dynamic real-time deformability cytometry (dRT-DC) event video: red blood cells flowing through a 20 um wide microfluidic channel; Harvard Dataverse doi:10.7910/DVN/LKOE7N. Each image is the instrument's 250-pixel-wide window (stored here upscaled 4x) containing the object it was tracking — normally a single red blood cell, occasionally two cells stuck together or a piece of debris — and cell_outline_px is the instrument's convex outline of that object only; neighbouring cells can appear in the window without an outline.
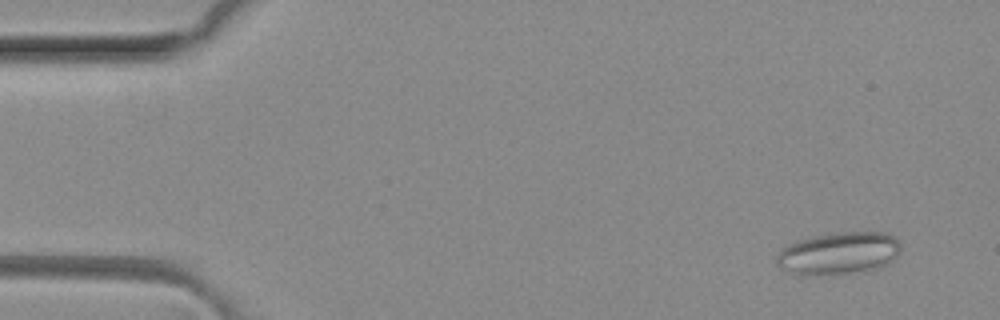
{"species": "common noctule bat (a hibernating species)", "species_latin": "Nyctalus noctula", "temperature_condition": "room temperature", "stored_images_in_passage": 3, "camera_frame_rate_fps": 3000, "um_per_image_px": 0.085, "animal": {"sex": "female", "body_mass_g": 29.2, "forearm_length_mm": 56.3}, "frame": {"image": 1, "passage_image": 2, "time_ms": 0.333, "image_size_px": [1000, 320], "cell_outline_px": [[900, 252], [888, 264], [880, 268], [864, 272], [820, 276], [796, 276], [784, 272], [776, 264], [776, 256], [780, 248], [796, 240], [808, 236], [840, 232], [884, 232], [900, 240]], "centroid_in_image_um": [71.22, 21.56], "position_along_channel_um": 13.8, "area_um2": 31.91}}